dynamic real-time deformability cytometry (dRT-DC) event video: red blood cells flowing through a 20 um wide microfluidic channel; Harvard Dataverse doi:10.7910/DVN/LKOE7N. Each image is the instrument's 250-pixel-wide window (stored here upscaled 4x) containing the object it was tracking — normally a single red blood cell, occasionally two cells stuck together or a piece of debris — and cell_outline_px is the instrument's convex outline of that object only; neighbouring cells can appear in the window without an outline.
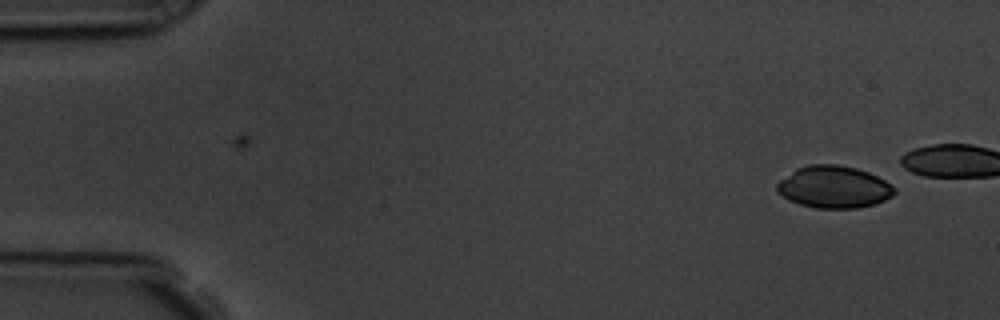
{"species": "common noctule bat (a hibernating species)", "species_latin": "Nyctalus noctula", "temperature_condition": "room temperature", "stored_images_in_passage": 2, "camera_frame_rate_fps": 3000, "um_per_image_px": 0.085, "animal": {"sex": "male", "body_mass_g": 19.5, "forearm_length_mm": 54.6}, "frame": {"image": 1, "passage_image": 2, "time_ms": 1.333, "image_size_px": [1000, 320], "cell_outline_px": [[896, 192], [892, 196], [876, 204], [856, 208], [816, 208], [800, 204], [788, 200], [776, 192], [776, 184], [780, 180], [796, 168], [808, 164], [836, 164], [856, 168], [868, 172], [892, 184], [896, 188]], "centroid_in_image_um": [70.87, 15.89], "position_along_channel_um": 14.1, "area_um2": 29.02}}